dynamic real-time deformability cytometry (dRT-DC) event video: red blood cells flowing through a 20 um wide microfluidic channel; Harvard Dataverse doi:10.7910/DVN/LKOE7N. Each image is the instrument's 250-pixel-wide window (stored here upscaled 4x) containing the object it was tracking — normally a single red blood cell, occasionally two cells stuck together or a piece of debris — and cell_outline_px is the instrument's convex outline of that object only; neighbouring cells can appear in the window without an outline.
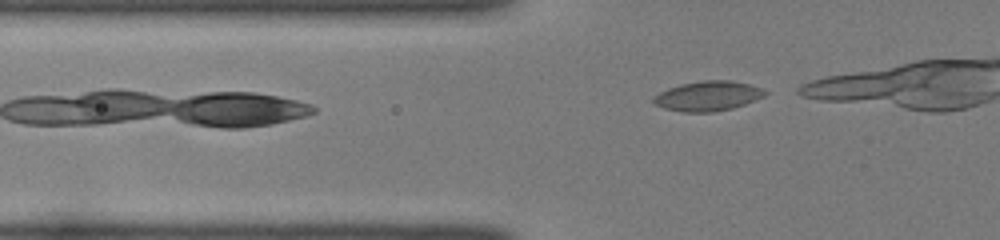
{"species": "common noctule bat (a hibernating species)", "species_latin": "Nyctalus noctula", "temperature_condition": "room temperature", "stored_images_in_passage": 5, "camera_frame_rate_fps": 3000, "um_per_image_px": 0.085, "animal": {"sex": "female", "body_mass_g": 22.0, "forearm_length_mm": 56.7}, "frame": {"image": 1, "passage_image": 5, "time_ms": 1.333, "image_size_px": [1000, 240], "cell_outline_px": [[768, 92], [764, 96], [744, 104], [732, 108], [712, 112], [680, 112], [664, 108], [656, 104], [652, 100], [660, 92], [668, 88], [680, 84], [704, 80], [732, 80], [748, 84], [760, 88]], "centroid_in_image_um": [60.16, 8.16], "position_along_channel_um": 65.6, "area_um2": 19.19}}